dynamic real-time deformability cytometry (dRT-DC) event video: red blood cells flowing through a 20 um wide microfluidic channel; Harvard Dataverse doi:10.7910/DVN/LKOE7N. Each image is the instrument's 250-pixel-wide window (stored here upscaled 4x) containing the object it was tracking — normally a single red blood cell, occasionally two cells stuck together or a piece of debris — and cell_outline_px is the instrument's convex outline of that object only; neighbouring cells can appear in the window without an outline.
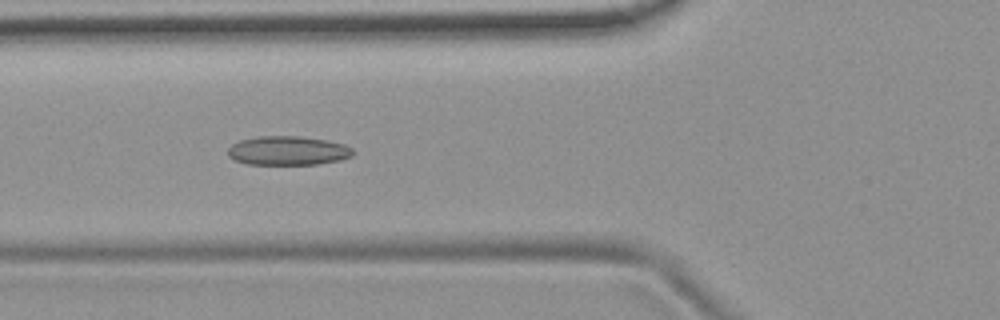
{"species": "common noctule bat (a hibernating species)", "species_latin": "Nyctalus noctula", "temperature_condition": "room temperature", "stored_images_in_passage": 54, "camera_frame_rate_fps": 3000, "um_per_image_px": 0.085, "animal": {"sex": "female", "body_mass_g": 19.9}, "frame": {"image": 1, "passage_image": 20, "time_ms": 6.333, "image_size_px": [1000, 320], "cell_outline_px": [[352, 156], [340, 160], [316, 164], [248, 164], [236, 160], [228, 156], [228, 148], [232, 144], [240, 140], [260, 136], [296, 136], [328, 140], [344, 144], [352, 148]], "centroid_in_image_um": [24.47, 12.8], "position_along_channel_um": 101.3, "area_um2": 21.04}}
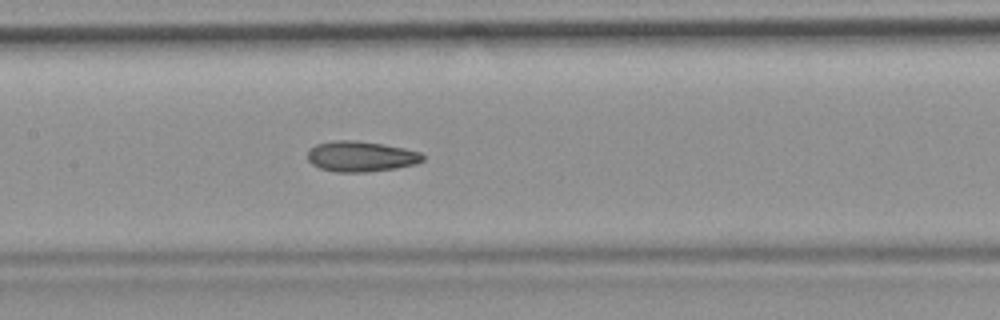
{"frame": {"image": 2, "passage_image": 26, "time_ms": 8.333, "image_size_px": [1000, 320], "cell_outline_px": [[424, 160], [416, 164], [396, 168], [368, 172], [336, 172], [320, 168], [312, 164], [308, 160], [308, 152], [316, 144], [336, 140], [356, 140], [384, 144], [404, 148], [420, 152], [424, 156]], "centroid_in_image_um": [30.7, 13.3], "position_along_channel_um": 176.7, "area_um2": 20.52}}
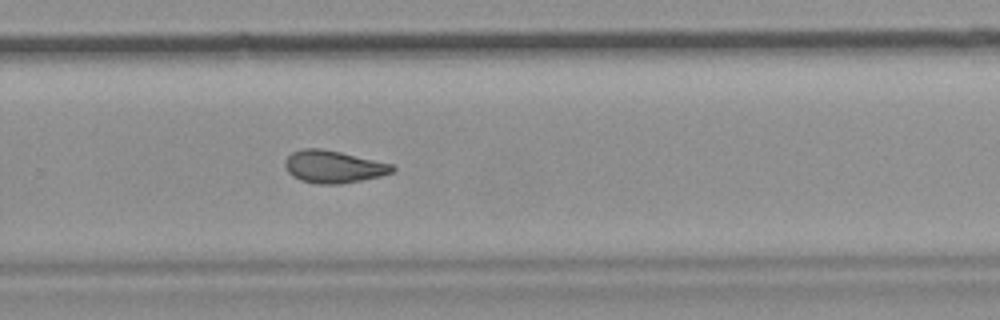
{"frame": {"image": 3, "passage_image": 36, "time_ms": 11.667, "image_size_px": [1000, 320], "cell_outline_px": [[396, 168], [392, 172], [380, 176], [364, 180], [340, 184], [316, 184], [300, 180], [292, 176], [288, 172], [284, 164], [284, 160], [292, 152], [304, 148], [320, 148], [340, 152], [392, 164]], "centroid_in_image_um": [28.32, 14.18], "position_along_channel_um": 301.5, "area_um2": 20.29}, "authors_computed_cell_mechanics": {"area_um2": 20.5768, "velocity_mm_per_s": 3.759, "shape_relaxation_time_tau1_ms": null, "shape_relaxation_time_tau2_ms": 2.7968, "deformation_change_tau1": null, "deformation_change_tau2": 0.0934}}